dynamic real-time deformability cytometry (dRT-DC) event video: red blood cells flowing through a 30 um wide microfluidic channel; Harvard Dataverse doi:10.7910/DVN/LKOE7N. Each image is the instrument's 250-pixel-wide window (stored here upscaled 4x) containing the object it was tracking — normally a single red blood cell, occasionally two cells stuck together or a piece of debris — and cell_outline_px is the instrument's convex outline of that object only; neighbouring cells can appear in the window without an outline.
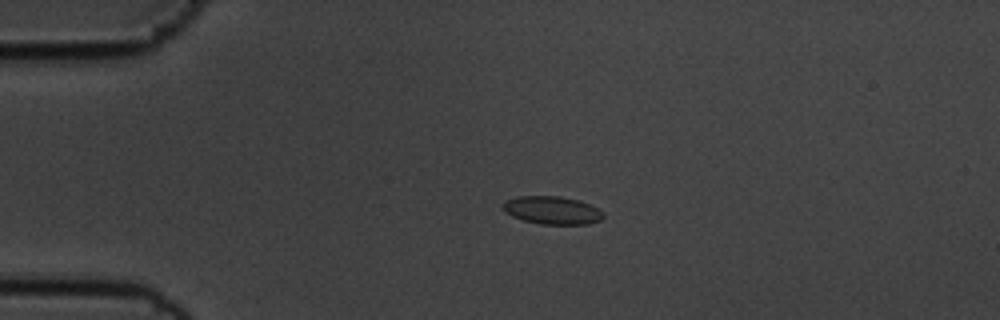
{"species": "common noctule bat (a hibernating species)", "species_latin": "Nyctalus noctula", "temperature_condition": "cold", "stored_images_in_passage": 56, "camera_frame_rate_fps": 3000, "um_per_image_px": 0.085, "animal": {"sex": "male", "body_mass_g": 19.5, "forearm_length_mm": 54.6}, "frame": {"image": 1, "passage_image": 13, "time_ms": 4.0, "image_size_px": [1000, 320], "cell_outline_px": [[604, 216], [600, 220], [588, 224], [540, 224], [524, 220], [512, 216], [504, 212], [500, 204], [504, 200], [516, 196], [560, 196], [580, 200], [604, 212]], "centroid_in_image_um": [46.88, 17.86], "position_along_channel_um": 38.1, "area_um2": 16.53}}
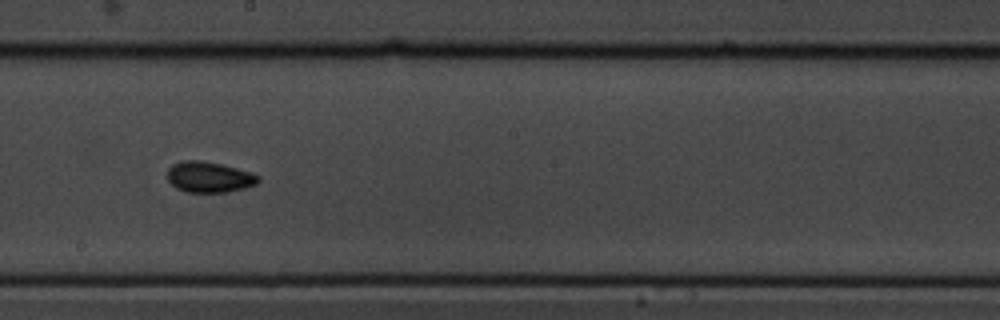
{"frame": {"image": 2, "passage_image": 32, "time_ms": 10.333, "image_size_px": [1000, 320], "cell_outline_px": [[260, 180], [256, 184], [244, 188], [228, 192], [188, 192], [176, 188], [168, 180], [168, 168], [172, 164], [184, 160], [200, 160], [220, 164], [252, 172], [260, 176]], "centroid_in_image_um": [17.79, 15.05], "position_along_channel_um": 230.4, "area_um2": 16.3}}
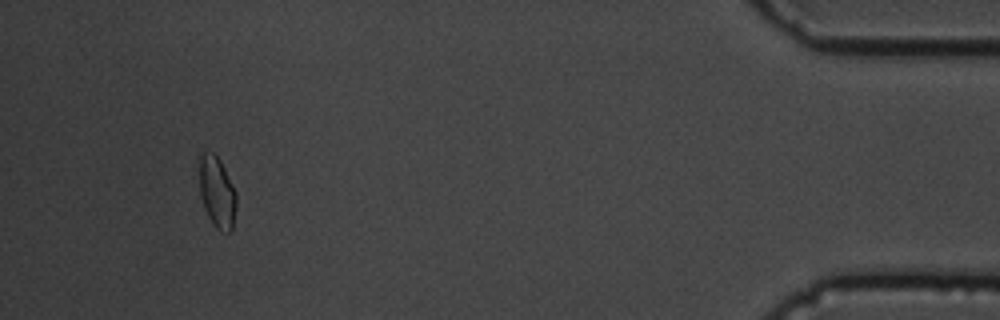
{"frame": {"image": 3, "passage_image": 53, "time_ms": 17.333, "image_size_px": [1000, 320], "cell_outline_px": [[236, 204], [232, 232], [220, 232], [212, 224], [204, 208], [200, 196], [200, 156], [204, 152], [212, 152], [220, 160], [236, 192]], "centroid_in_image_um": [18.45, 16.39], "position_along_channel_um": 416.7, "area_um2": 15.32}, "authors_computed_cell_mechanics": {"area_um2": 15.7505, "velocity_mm_per_s": 3.5833, "shape_relaxation_time_tau1_ms": 3.5324, "shape_relaxation_time_tau2_ms": 2.1276, "deformation_change_tau1": 0.0859, "deformation_change_tau2": 0.0581}}